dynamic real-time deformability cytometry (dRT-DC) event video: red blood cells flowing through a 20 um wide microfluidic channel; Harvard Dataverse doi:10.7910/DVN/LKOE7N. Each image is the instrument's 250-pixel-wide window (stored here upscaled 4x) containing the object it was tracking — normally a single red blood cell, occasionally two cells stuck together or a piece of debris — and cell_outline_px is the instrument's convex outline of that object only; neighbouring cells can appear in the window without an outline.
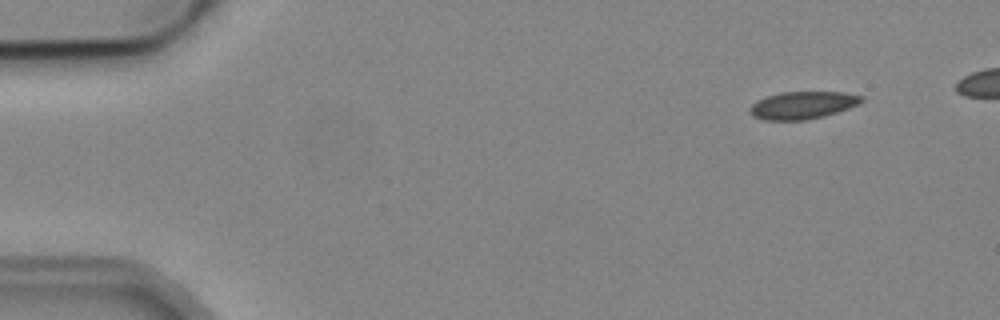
{"species": "common noctule bat (a hibernating species)", "species_latin": "Nyctalus noctula", "temperature_condition": "cold", "stored_images_in_passage": 4, "camera_frame_rate_fps": 3000, "um_per_image_px": 0.085, "animal": {"sex": "male", "body_mass_g": 19.2, "forearm_length_mm": 51.8}, "frame": {"image": 1, "passage_image": 1, "time_ms": 0.0, "image_size_px": [1000, 320], "cell_outline_px": [[864, 100], [860, 104], [824, 116], [804, 120], [764, 120], [752, 116], [748, 112], [748, 108], [756, 100], [764, 96], [780, 92], [844, 92], [864, 96]], "centroid_in_image_um": [68.18, 8.93], "position_along_channel_um": 16.8, "area_um2": 18.15}}